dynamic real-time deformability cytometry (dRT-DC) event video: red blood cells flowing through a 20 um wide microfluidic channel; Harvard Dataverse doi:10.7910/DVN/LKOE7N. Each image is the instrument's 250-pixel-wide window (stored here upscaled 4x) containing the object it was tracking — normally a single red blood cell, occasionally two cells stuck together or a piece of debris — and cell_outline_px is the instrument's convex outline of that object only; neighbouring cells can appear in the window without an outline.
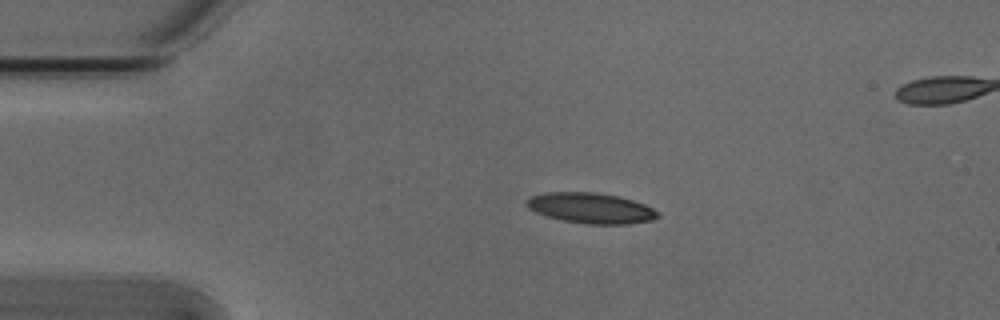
{"species": "Egyptian fruit bat (a non-hibernating species)", "species_latin": "Rousettus aegyptiacus", "temperature_condition": "cold", "stored_images_in_passage": 44, "segment_of_instrument_passage": [1, 2], "camera_frame_rate_fps": 3000, "um_per_image_px": 0.085, "animal": {"sex": "male"}, "frame": {"image": 1, "passage_image": 1, "time_ms": 0.0, "image_size_px": [1000, 320], "cell_outline_px": [[660, 216], [652, 220], [628, 224], [588, 224], [564, 220], [548, 216], [536, 212], [528, 208], [524, 204], [524, 200], [532, 196], [548, 192], [596, 192], [620, 196], [644, 204], [660, 212]], "centroid_in_image_um": [50.23, 17.68], "position_along_channel_um": 34.8, "area_um2": 23.35}}
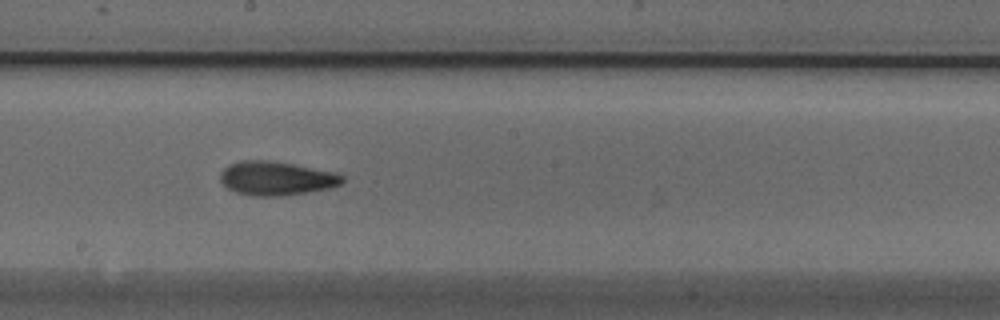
{"frame": {"image": 2, "passage_image": 19, "time_ms": 6.0, "image_size_px": [1000, 320], "cell_outline_px": [[344, 180], [340, 184], [332, 188], [308, 192], [280, 196], [252, 196], [236, 192], [228, 188], [220, 180], [220, 172], [228, 164], [240, 160], [268, 160], [292, 164], [336, 172], [344, 176]], "centroid_in_image_um": [23.48, 15.16], "position_along_channel_um": 224.7, "area_um2": 24.22}}
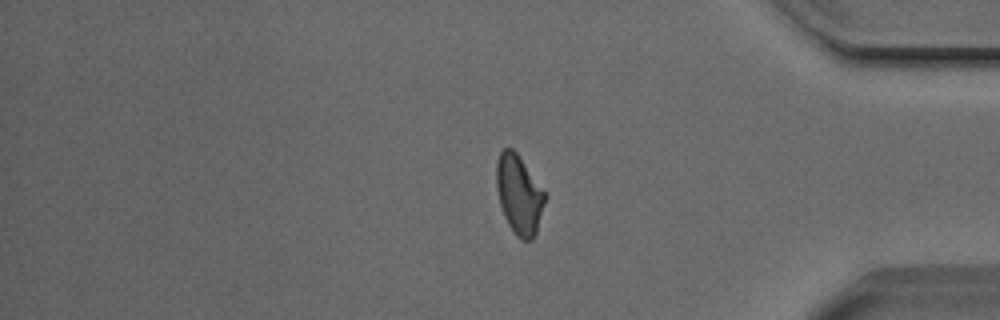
{"frame": {"image": 3, "passage_image": 34, "time_ms": 11.0, "image_size_px": [1000, 320], "cell_outline_px": [[548, 196], [536, 232], [532, 240], [520, 240], [516, 236], [508, 224], [504, 216], [500, 204], [496, 188], [496, 160], [500, 152], [504, 148], [512, 148], [516, 152]], "centroid_in_image_um": [44.12, 16.55], "position_along_channel_um": 391.1, "area_um2": 22.48}}